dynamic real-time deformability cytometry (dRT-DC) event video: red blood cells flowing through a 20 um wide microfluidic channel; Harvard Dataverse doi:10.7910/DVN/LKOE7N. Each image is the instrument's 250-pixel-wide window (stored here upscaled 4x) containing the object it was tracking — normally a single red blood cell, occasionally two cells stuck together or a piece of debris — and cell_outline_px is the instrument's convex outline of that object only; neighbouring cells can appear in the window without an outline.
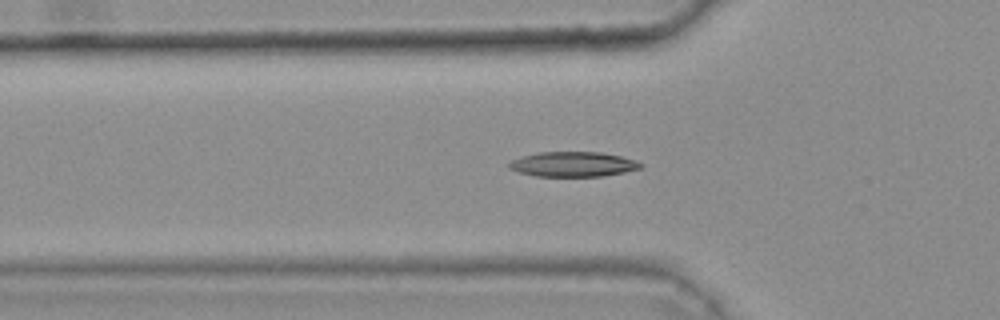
{"species": "common noctule bat (a hibernating species)", "species_latin": "Nyctalus noctula", "temperature_condition": "warm", "stored_images_in_passage": 34, "camera_frame_rate_fps": 3000, "um_per_image_px": 0.085, "animal": {"sex": "female", "body_mass_g": 25.1}, "frame": {"image": 1, "passage_image": 6, "time_ms": 1.667, "image_size_px": [1000, 320], "cell_outline_px": [[644, 164], [640, 168], [624, 172], [604, 176], [536, 176], [520, 172], [508, 168], [508, 164], [512, 160], [524, 156], [540, 152], [600, 152], [620, 156], [636, 160]], "centroid_in_image_um": [48.73, 13.96], "position_along_channel_um": 77.1, "area_um2": 18.96}}
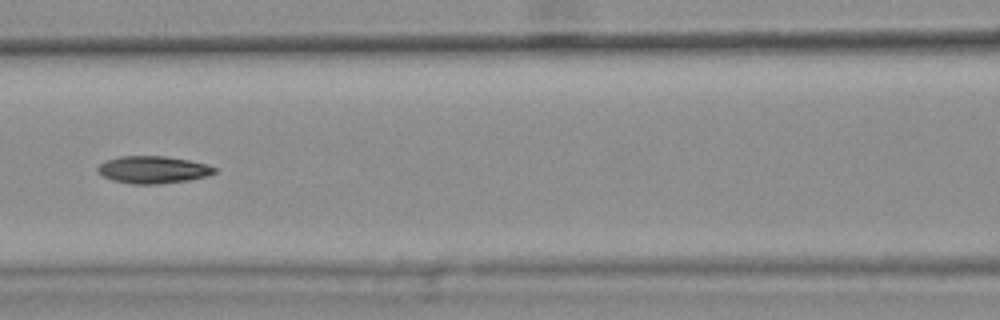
{"frame": {"image": 2, "passage_image": 12, "time_ms": 3.667, "image_size_px": [1000, 320], "cell_outline_px": [[216, 172], [208, 176], [188, 180], [160, 184], [132, 184], [112, 180], [96, 172], [96, 168], [104, 160], [120, 156], [164, 156], [188, 160], [208, 164], [216, 168]], "centroid_in_image_um": [12.99, 14.42], "position_along_channel_um": 153.6, "area_um2": 18.73}}
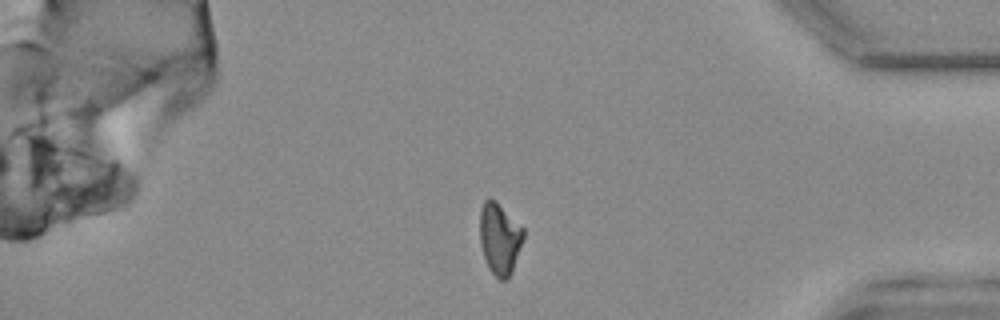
{"frame": {"image": 3, "passage_image": 33, "time_ms": 10.667, "image_size_px": [1000, 320], "cell_outline_px": [[524, 236], [512, 272], [504, 280], [500, 280], [488, 268], [480, 244], [480, 208], [484, 200], [488, 196], [496, 200], [524, 228]], "centroid_in_image_um": [42.46, 20.23], "position_along_channel_um": 392.7, "area_um2": 18.26}, "authors_computed_cell_mechanics": {"area_um2": 18.496, "velocity_mm_per_s": 3.8012, "shape_relaxation_time_tau1_ms": 11.3889, "shape_relaxation_time_tau2_ms": 6.566, "deformation_change_tau1": 0.2505, "deformation_change_tau2": 0.1371}}